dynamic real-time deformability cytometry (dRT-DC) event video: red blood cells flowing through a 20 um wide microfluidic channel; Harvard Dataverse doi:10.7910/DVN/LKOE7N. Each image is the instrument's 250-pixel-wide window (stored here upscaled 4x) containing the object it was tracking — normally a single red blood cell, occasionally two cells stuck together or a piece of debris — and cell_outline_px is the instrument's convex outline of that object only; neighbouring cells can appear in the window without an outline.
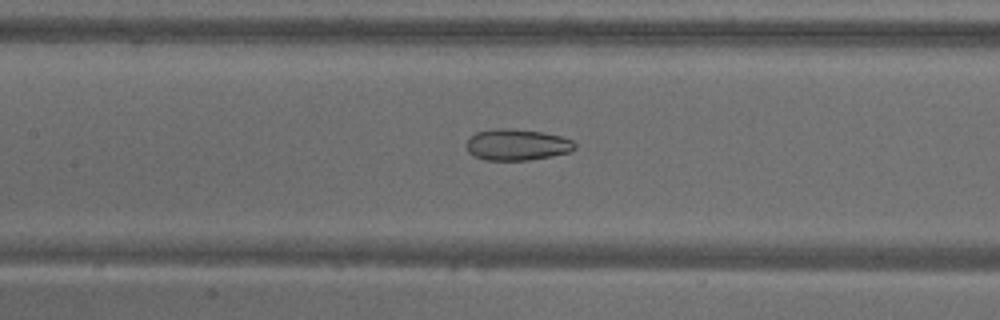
{"species": "common noctule bat (a hibernating species)", "species_latin": "Nyctalus noctula", "temperature_condition": "warm", "stored_images_in_passage": 54, "camera_frame_rate_fps": 3000, "um_per_image_px": 0.085, "animal": {"sex": "male", "body_mass_g": 18.8}, "frame": {"image": 1, "passage_image": 25, "time_ms": 8.0, "image_size_px": [1000, 320], "cell_outline_px": [[576, 148], [568, 152], [552, 156], [528, 160], [484, 160], [472, 156], [468, 152], [468, 140], [476, 132], [492, 128], [508, 128], [544, 132], [560, 136], [572, 140], [576, 144]], "centroid_in_image_um": [43.94, 12.3], "position_along_channel_um": 163.5, "area_um2": 19.83}}
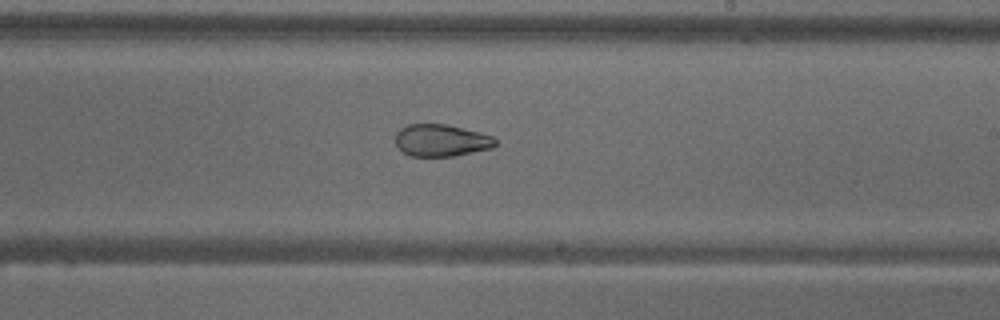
{"frame": {"image": 2, "passage_image": 32, "time_ms": 10.333, "image_size_px": [1000, 320], "cell_outline_px": [[496, 144], [492, 148], [452, 156], [412, 156], [404, 152], [396, 144], [396, 132], [400, 128], [408, 124], [444, 124], [480, 132], [492, 136], [496, 140]], "centroid_in_image_um": [37.5, 11.92], "position_along_channel_um": 251.5, "area_um2": 18.5}}
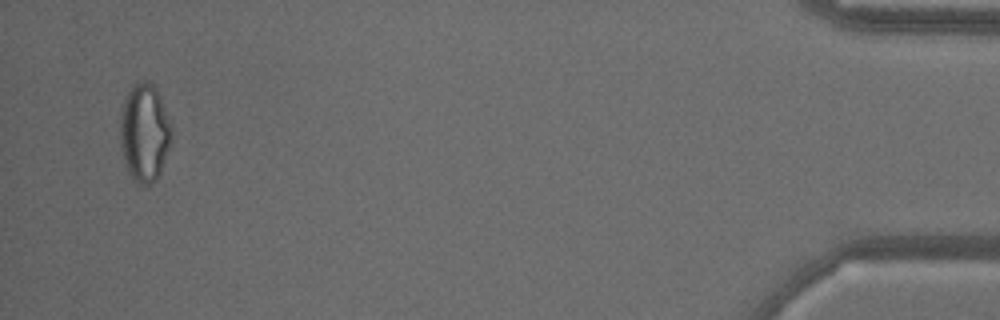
{"frame": {"image": 3, "passage_image": 52, "time_ms": 17.0, "image_size_px": [1000, 320], "cell_outline_px": [[172, 140], [160, 172], [156, 180], [148, 184], [140, 184], [132, 180], [128, 172], [120, 148], [120, 116], [124, 96], [132, 84], [140, 80], [148, 80], [156, 88], [160, 96], [172, 124]], "centroid_in_image_um": [12.27, 11.24], "position_along_channel_um": 422.9, "area_um2": 29.94}, "authors_computed_cell_mechanics": {"area_um2": 25.3742, "velocity_mm_per_s": 3.7896, "shape_relaxation_time_tau1_ms": null, "shape_relaxation_time_tau2_ms": 2.8733, "deformation_change_tau1": null, "deformation_change_tau2": 0.0945}}